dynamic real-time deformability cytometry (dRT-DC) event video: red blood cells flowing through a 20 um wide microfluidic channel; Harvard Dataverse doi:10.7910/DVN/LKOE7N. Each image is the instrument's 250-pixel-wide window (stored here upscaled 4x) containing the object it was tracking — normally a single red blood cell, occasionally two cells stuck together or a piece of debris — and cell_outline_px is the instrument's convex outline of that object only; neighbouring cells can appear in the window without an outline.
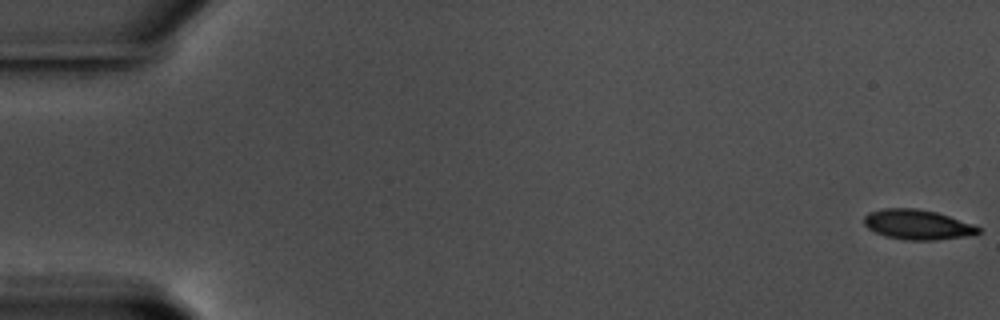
{"species": "common noctule bat (a hibernating species)", "species_latin": "Nyctalus noctula", "temperature_condition": "warm", "stored_images_in_passage": 59, "camera_frame_rate_fps": 3000, "um_per_image_px": 0.085, "animal": {"sex": "male", "body_mass_g": 17.5, "forearm_length_mm": 52.3}, "frame": {"image": 1, "passage_image": 1, "time_ms": 0.0, "image_size_px": [1000, 320], "cell_outline_px": [[980, 232], [964, 236], [936, 240], [908, 240], [884, 236], [868, 228], [864, 224], [864, 216], [868, 212], [884, 208], [916, 208], [936, 212], [972, 224], [980, 228]], "centroid_in_image_um": [77.93, 19.08], "position_along_channel_um": 7.1, "area_um2": 19.71}}
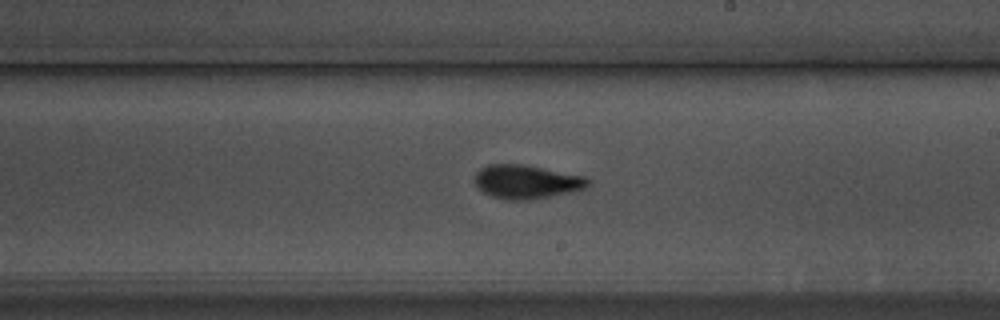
{"frame": {"image": 2, "passage_image": 35, "time_ms": 11.333, "image_size_px": [1000, 320], "cell_outline_px": [[592, 180], [584, 188], [568, 192], [528, 200], [504, 200], [492, 196], [484, 192], [476, 184], [476, 172], [480, 168], [488, 164], [520, 164], [584, 176]], "centroid_in_image_um": [44.73, 15.45], "position_along_channel_um": 244.3, "area_um2": 21.85}}
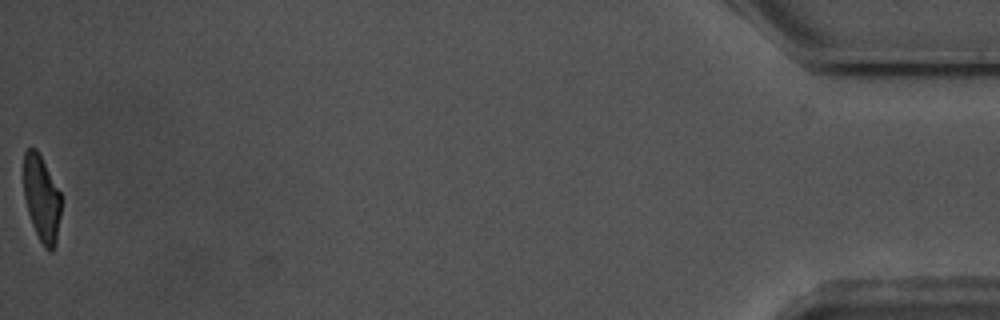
{"frame": {"image": 3, "passage_image": 59, "time_ms": 19.333, "image_size_px": [1000, 320], "cell_outline_px": [[60, 216], [56, 244], [52, 252], [48, 252], [44, 248], [32, 224], [28, 212], [24, 196], [24, 152], [28, 148], [36, 148], [60, 192]], "centroid_in_image_um": [3.54, 16.91], "position_along_channel_um": 431.7, "area_um2": 18.61}, "authors_computed_cell_mechanics": {"area_um2": 21.2126, "velocity_mm_per_s": 3.5447, "shape_relaxation_time_tau1_ms": 3.9482, "shape_relaxation_time_tau2_ms": 1.9314, "deformation_change_tau1": 0.1851, "deformation_change_tau2": 0.0831}}